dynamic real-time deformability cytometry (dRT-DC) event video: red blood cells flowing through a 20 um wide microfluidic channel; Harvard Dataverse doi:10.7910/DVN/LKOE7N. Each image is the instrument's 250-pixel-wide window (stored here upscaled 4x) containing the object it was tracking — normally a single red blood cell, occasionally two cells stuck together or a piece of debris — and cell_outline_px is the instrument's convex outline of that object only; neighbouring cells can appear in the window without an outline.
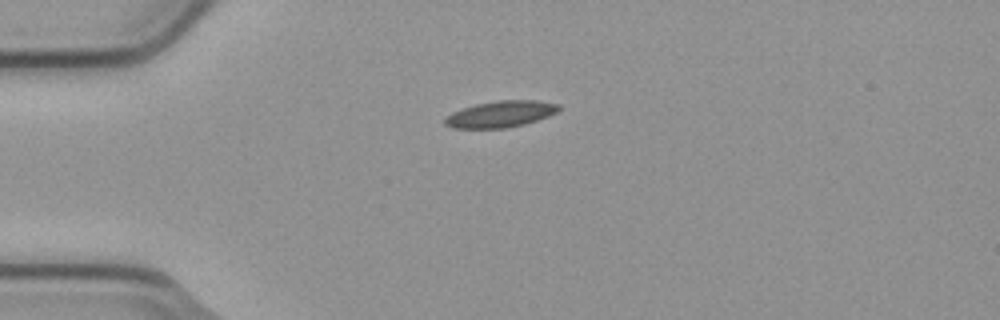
{"species": "common noctule bat (a hibernating species)", "species_latin": "Nyctalus noctula", "temperature_condition": "cold", "stored_images_in_passage": 3, "camera_frame_rate_fps": 3000, "um_per_image_px": 0.085, "animal": {"sex": "male", "body_mass_g": 23.1, "forearm_length_mm": 52.7}, "frame": {"image": 1, "passage_image": 1, "time_ms": 0.0, "image_size_px": [1000, 320], "cell_outline_px": [[560, 108], [556, 112], [548, 116], [524, 124], [504, 128], [452, 128], [444, 124], [444, 116], [460, 108], [476, 104], [496, 100], [536, 100], [560, 104]], "centroid_in_image_um": [42.5, 9.69], "position_along_channel_um": 42.5, "area_um2": 17.63}}
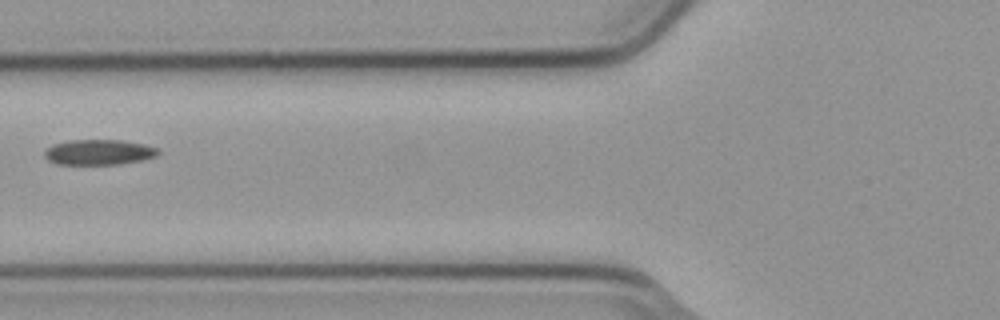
{"frame": {"image": 2, "passage_image": 3, "time_ms": 0.667, "image_size_px": [1000, 320], "cell_outline_px": [[160, 152], [156, 156], [140, 160], [116, 164], [56, 164], [48, 160], [44, 156], [44, 152], [52, 144], [68, 140], [124, 140], [144, 144], [160, 148]], "centroid_in_image_um": [8.4, 12.92], "position_along_channel_um": 117.4, "area_um2": 16.82}}